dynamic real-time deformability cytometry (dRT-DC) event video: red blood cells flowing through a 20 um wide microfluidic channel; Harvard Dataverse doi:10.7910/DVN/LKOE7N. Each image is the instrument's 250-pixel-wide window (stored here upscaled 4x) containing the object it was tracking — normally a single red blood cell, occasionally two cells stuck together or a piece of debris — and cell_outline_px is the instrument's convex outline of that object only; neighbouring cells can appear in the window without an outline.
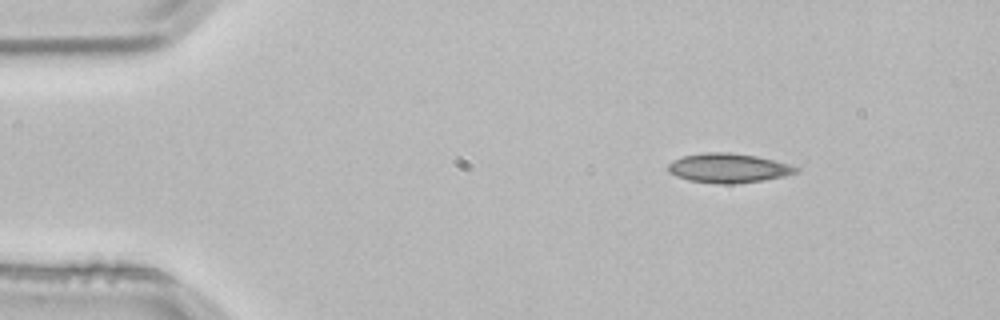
{"species": "common noctule bat (a hibernating species)", "species_latin": "Nyctalus noctula", "temperature_condition": "room temperature", "stored_images_in_passage": 2, "camera_frame_rate_fps": 3000, "um_per_image_px": 0.085, "animal": {"sex": "male", "body_mass_g": 21.5, "forearm_length_mm": 52.0}, "frame": {"image": 1, "passage_image": 1, "time_ms": 0.0, "image_size_px": [1000, 320], "cell_outline_px": [[800, 172], [784, 176], [764, 180], [732, 184], [716, 184], [688, 180], [676, 176], [668, 172], [668, 164], [672, 160], [684, 156], [704, 152], [728, 152], [756, 156], [788, 164], [800, 168]], "centroid_in_image_um": [61.9, 14.29], "position_along_channel_um": 23.1, "area_um2": 21.96}}